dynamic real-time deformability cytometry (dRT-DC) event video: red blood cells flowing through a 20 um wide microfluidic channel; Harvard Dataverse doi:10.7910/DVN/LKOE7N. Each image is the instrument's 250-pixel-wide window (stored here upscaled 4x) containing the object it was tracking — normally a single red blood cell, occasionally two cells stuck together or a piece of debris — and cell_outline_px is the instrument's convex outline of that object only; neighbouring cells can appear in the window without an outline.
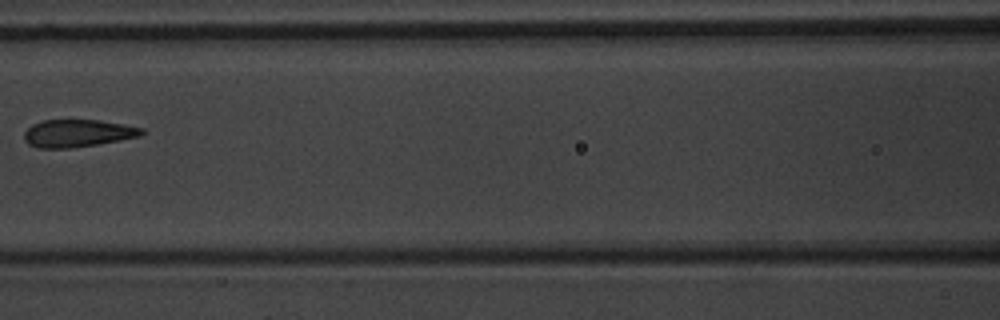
{"species": "common noctule bat (a hibernating species)", "species_latin": "Nyctalus noctula", "temperature_condition": "warm", "stored_images_in_passage": 6, "camera_frame_rate_fps": 3000, "um_per_image_px": 0.085, "animal": {"sex": "male", "body_mass_g": 20.1, "forearm_length_mm": 53.5}, "frame": {"image": 1, "passage_image": 5, "time_ms": 4.667, "image_size_px": [1000, 320], "cell_outline_px": [[144, 132], [140, 136], [120, 140], [96, 144], [68, 148], [40, 148], [28, 144], [24, 140], [24, 132], [32, 124], [44, 120], [100, 120], [144, 128]], "centroid_in_image_um": [6.58, 11.32], "position_along_channel_um": 160.0, "area_um2": 18.73}}
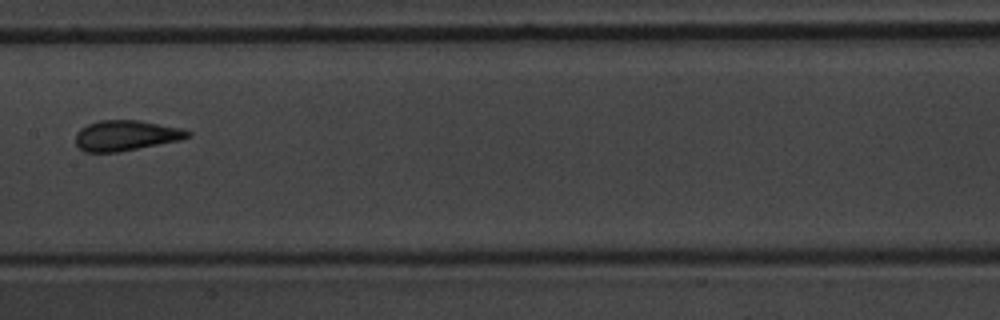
{"frame": {"image": 2, "passage_image": 6, "time_ms": 5.667, "image_size_px": [1000, 320], "cell_outline_px": [[192, 136], [180, 140], [120, 152], [84, 152], [76, 144], [76, 132], [80, 128], [88, 124], [100, 120], [140, 120], [184, 128], [192, 132]], "centroid_in_image_um": [10.74, 11.51], "position_along_channel_um": 196.7, "area_um2": 20.11}}